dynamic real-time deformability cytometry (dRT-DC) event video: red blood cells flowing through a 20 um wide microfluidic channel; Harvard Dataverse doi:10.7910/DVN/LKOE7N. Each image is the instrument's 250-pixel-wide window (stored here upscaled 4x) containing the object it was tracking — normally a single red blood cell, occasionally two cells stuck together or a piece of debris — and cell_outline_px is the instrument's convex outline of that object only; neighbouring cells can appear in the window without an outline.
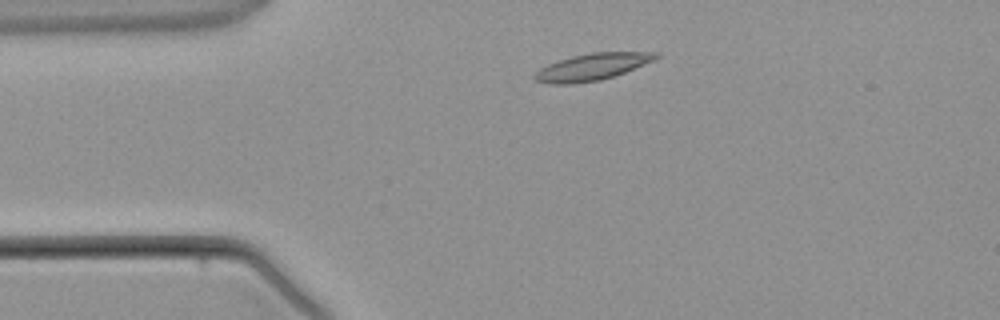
{"species": "common noctule bat (a hibernating species)", "species_latin": "Nyctalus noctula", "temperature_condition": "warm", "stored_images_in_passage": 3, "camera_frame_rate_fps": 3000, "um_per_image_px": 0.085, "animal": {"sex": "male", "body_mass_g": 21.5, "forearm_length_mm": 52.0}, "frame": {"image": 1, "passage_image": 1, "time_ms": 0.0, "image_size_px": [1000, 320], "cell_outline_px": [[660, 56], [656, 60], [624, 72], [600, 80], [572, 84], [548, 84], [536, 80], [532, 76], [540, 68], [556, 60], [572, 56], [592, 52], [660, 52]], "centroid_in_image_um": [50.33, 5.68], "position_along_channel_um": 34.7, "area_um2": 19.02}}
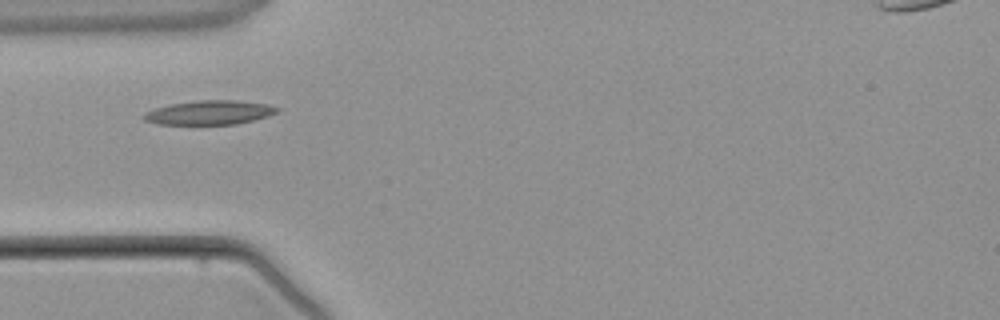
{"frame": {"image": 2, "passage_image": 2, "time_ms": 1.333, "image_size_px": [1000, 320], "cell_outline_px": [[280, 108], [276, 112], [268, 116], [236, 124], [156, 124], [144, 120], [140, 116], [144, 112], [168, 104], [196, 100], [236, 100], [268, 104]], "centroid_in_image_um": [17.75, 9.56], "position_along_channel_um": 67.2, "area_um2": 18.84}}
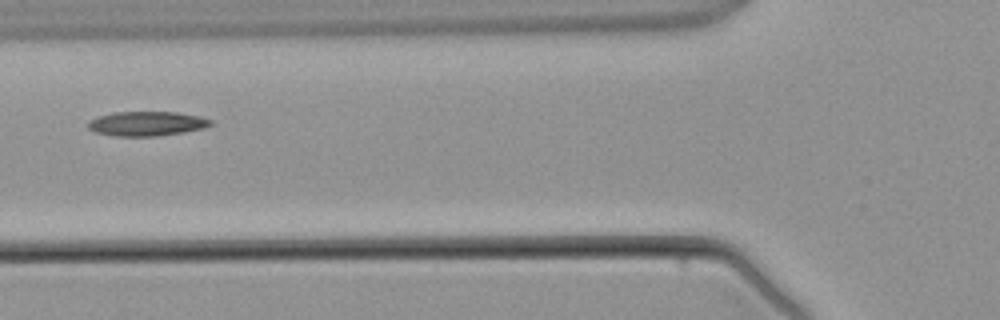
{"frame": {"image": 3, "passage_image": 3, "time_ms": 2.333, "image_size_px": [1000, 320], "cell_outline_px": [[212, 124], [204, 128], [184, 132], [160, 136], [116, 136], [96, 132], [88, 128], [88, 120], [96, 116], [116, 112], [176, 112], [200, 116], [212, 120]], "centroid_in_image_um": [12.47, 10.51], "position_along_channel_um": 113.3, "area_um2": 17.57}}